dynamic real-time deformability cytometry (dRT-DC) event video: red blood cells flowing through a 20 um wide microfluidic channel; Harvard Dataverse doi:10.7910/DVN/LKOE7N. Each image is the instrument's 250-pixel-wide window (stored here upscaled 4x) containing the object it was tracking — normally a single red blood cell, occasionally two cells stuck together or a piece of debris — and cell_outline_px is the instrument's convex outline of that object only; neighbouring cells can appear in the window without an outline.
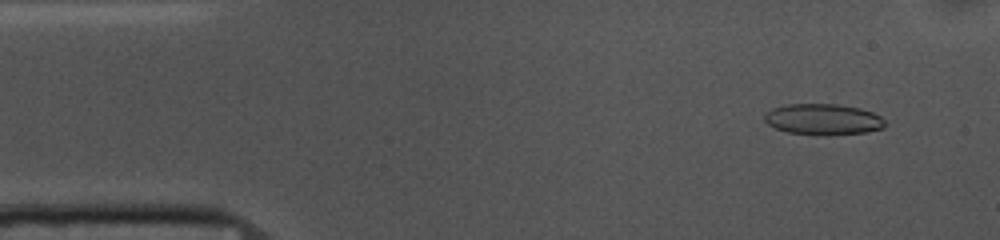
{"species": "common noctule bat (a hibernating species)", "species_latin": "Nyctalus noctula", "temperature_condition": "cold", "stored_images_in_passage": 52, "camera_frame_rate_fps": 3000, "um_per_image_px": 0.085, "animal": {"sex": "female", "body_mass_g": 10.0, "forearm_length_mm": 53.1}, "frame": {"image": 1, "passage_image": 4, "time_ms": 1.0, "image_size_px": [1000, 240], "cell_outline_px": [[884, 128], [864, 132], [820, 136], [788, 132], [776, 128], [768, 124], [764, 120], [764, 116], [772, 108], [788, 104], [836, 104], [860, 108], [872, 112], [880, 116], [884, 120]], "centroid_in_image_um": [69.96, 10.15], "position_along_channel_um": 15.0, "area_um2": 21.73}}
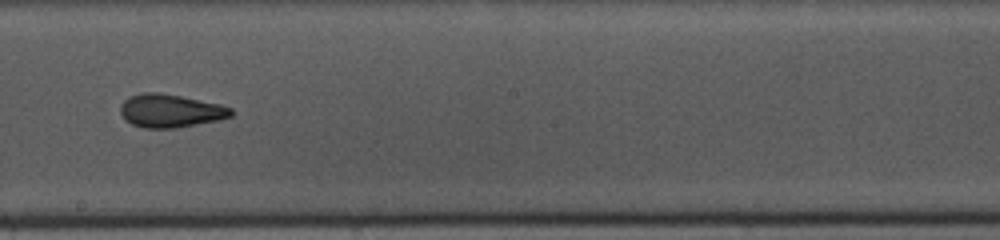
{"frame": {"image": 2, "passage_image": 28, "time_ms": 9.0, "image_size_px": [1000, 240], "cell_outline_px": [[232, 116], [220, 120], [176, 128], [144, 128], [132, 124], [124, 120], [120, 112], [120, 104], [128, 96], [140, 92], [156, 92], [180, 96], [220, 104], [232, 108]], "centroid_in_image_um": [14.45, 9.42], "position_along_channel_um": 233.7, "area_um2": 21.62}}
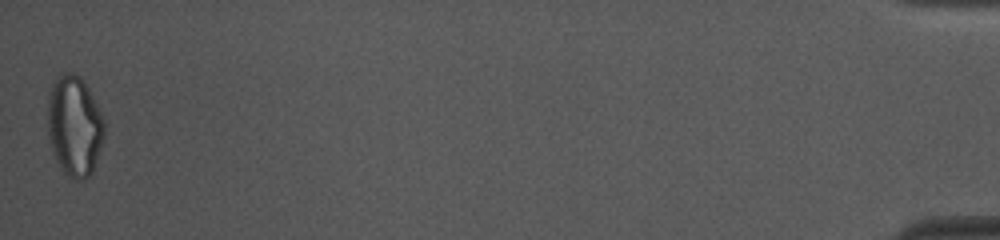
{"frame": {"image": 3, "passage_image": 52, "time_ms": 17.0, "image_size_px": [1000, 240], "cell_outline_px": [[104, 136], [92, 172], [84, 180], [76, 180], [68, 176], [60, 168], [52, 152], [48, 136], [48, 92], [56, 76], [60, 72], [72, 72], [80, 76], [84, 80], [104, 120]], "centroid_in_image_um": [6.3, 10.68], "position_along_channel_um": 428.9, "area_um2": 33.35}, "authors_computed_cell_mechanics": {"area_um2": 21.7617, "velocity_mm_per_s": 3.719, "shape_relaxation_time_tau1_ms": 7.0246, "shape_relaxation_time_tau2_ms": 2.2139, "deformation_change_tau1": 0.1703, "deformation_change_tau2": 0.0901}}